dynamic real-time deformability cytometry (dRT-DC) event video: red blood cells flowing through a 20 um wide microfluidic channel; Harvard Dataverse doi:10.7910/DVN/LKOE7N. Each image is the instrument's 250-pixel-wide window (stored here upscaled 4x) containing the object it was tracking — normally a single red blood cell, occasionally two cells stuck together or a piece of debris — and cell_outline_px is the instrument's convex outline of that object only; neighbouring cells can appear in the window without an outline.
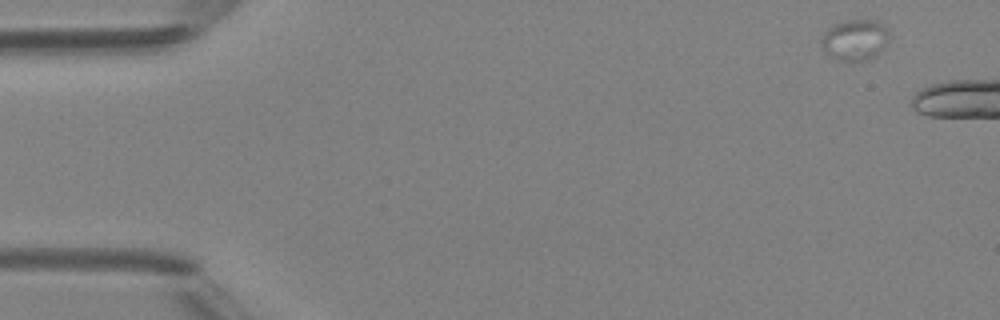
{"species": "Egyptian fruit bat (a non-hibernating species)", "species_latin": "Rousettus aegyptiacus", "temperature_condition": "room temperature", "stored_images_in_passage": 3, "camera_frame_rate_fps": 3000, "um_per_image_px": 0.085, "animal": {"sex": "female"}, "frame": {"image": 1, "passage_image": 1, "time_ms": 0.0, "image_size_px": [1000, 320], "cell_outline_px": [[888, 40], [876, 56], [868, 60], [840, 60], [828, 56], [820, 40], [824, 32], [832, 24], [848, 20], [876, 20], [884, 24], [888, 28]], "centroid_in_image_um": [72.67, 3.37], "position_along_channel_um": 12.3, "area_um2": 16.18}}